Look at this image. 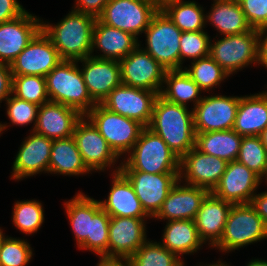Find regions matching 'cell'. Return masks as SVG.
<instances>
[{
  "label": "cell",
  "instance_id": "1",
  "mask_svg": "<svg viewBox=\"0 0 267 266\" xmlns=\"http://www.w3.org/2000/svg\"><path fill=\"white\" fill-rule=\"evenodd\" d=\"M64 205L78 247L108 258L110 215L100 202L80 192Z\"/></svg>",
  "mask_w": 267,
  "mask_h": 266
},
{
  "label": "cell",
  "instance_id": "2",
  "mask_svg": "<svg viewBox=\"0 0 267 266\" xmlns=\"http://www.w3.org/2000/svg\"><path fill=\"white\" fill-rule=\"evenodd\" d=\"M181 159L195 147L193 110L157 96L148 126Z\"/></svg>",
  "mask_w": 267,
  "mask_h": 266
},
{
  "label": "cell",
  "instance_id": "3",
  "mask_svg": "<svg viewBox=\"0 0 267 266\" xmlns=\"http://www.w3.org/2000/svg\"><path fill=\"white\" fill-rule=\"evenodd\" d=\"M94 16L72 10L56 25L42 21L41 29L49 37L63 60H80L92 53Z\"/></svg>",
  "mask_w": 267,
  "mask_h": 266
},
{
  "label": "cell",
  "instance_id": "4",
  "mask_svg": "<svg viewBox=\"0 0 267 266\" xmlns=\"http://www.w3.org/2000/svg\"><path fill=\"white\" fill-rule=\"evenodd\" d=\"M128 154L127 160L120 164V171L180 173V158L148 127L143 128Z\"/></svg>",
  "mask_w": 267,
  "mask_h": 266
},
{
  "label": "cell",
  "instance_id": "5",
  "mask_svg": "<svg viewBox=\"0 0 267 266\" xmlns=\"http://www.w3.org/2000/svg\"><path fill=\"white\" fill-rule=\"evenodd\" d=\"M76 60H62L46 76V90L51 102L77 109L86 115L97 103L91 98Z\"/></svg>",
  "mask_w": 267,
  "mask_h": 266
},
{
  "label": "cell",
  "instance_id": "6",
  "mask_svg": "<svg viewBox=\"0 0 267 266\" xmlns=\"http://www.w3.org/2000/svg\"><path fill=\"white\" fill-rule=\"evenodd\" d=\"M265 238L267 227L254 207L250 203L233 204L222 238L214 247L222 252H229Z\"/></svg>",
  "mask_w": 267,
  "mask_h": 266
},
{
  "label": "cell",
  "instance_id": "7",
  "mask_svg": "<svg viewBox=\"0 0 267 266\" xmlns=\"http://www.w3.org/2000/svg\"><path fill=\"white\" fill-rule=\"evenodd\" d=\"M85 117L98 129L118 157L133 148L144 128L138 121L114 113L101 103H97Z\"/></svg>",
  "mask_w": 267,
  "mask_h": 266
},
{
  "label": "cell",
  "instance_id": "8",
  "mask_svg": "<svg viewBox=\"0 0 267 266\" xmlns=\"http://www.w3.org/2000/svg\"><path fill=\"white\" fill-rule=\"evenodd\" d=\"M146 48L167 71L180 70V38L182 31L159 9L146 28Z\"/></svg>",
  "mask_w": 267,
  "mask_h": 266
},
{
  "label": "cell",
  "instance_id": "9",
  "mask_svg": "<svg viewBox=\"0 0 267 266\" xmlns=\"http://www.w3.org/2000/svg\"><path fill=\"white\" fill-rule=\"evenodd\" d=\"M159 9V0H110L98 19L138 39Z\"/></svg>",
  "mask_w": 267,
  "mask_h": 266
},
{
  "label": "cell",
  "instance_id": "10",
  "mask_svg": "<svg viewBox=\"0 0 267 266\" xmlns=\"http://www.w3.org/2000/svg\"><path fill=\"white\" fill-rule=\"evenodd\" d=\"M210 42L209 56L213 58L229 76L237 70L259 63V31L252 29L236 35Z\"/></svg>",
  "mask_w": 267,
  "mask_h": 266
},
{
  "label": "cell",
  "instance_id": "11",
  "mask_svg": "<svg viewBox=\"0 0 267 266\" xmlns=\"http://www.w3.org/2000/svg\"><path fill=\"white\" fill-rule=\"evenodd\" d=\"M140 46L139 44L119 61L121 82L129 87L151 90L160 94L167 70Z\"/></svg>",
  "mask_w": 267,
  "mask_h": 266
},
{
  "label": "cell",
  "instance_id": "12",
  "mask_svg": "<svg viewBox=\"0 0 267 266\" xmlns=\"http://www.w3.org/2000/svg\"><path fill=\"white\" fill-rule=\"evenodd\" d=\"M158 95L151 90L121 84L114 88L101 104L114 113L136 120L144 127H148Z\"/></svg>",
  "mask_w": 267,
  "mask_h": 266
},
{
  "label": "cell",
  "instance_id": "13",
  "mask_svg": "<svg viewBox=\"0 0 267 266\" xmlns=\"http://www.w3.org/2000/svg\"><path fill=\"white\" fill-rule=\"evenodd\" d=\"M239 96L213 95L204 96L192 108L196 133L214 132L233 129Z\"/></svg>",
  "mask_w": 267,
  "mask_h": 266
},
{
  "label": "cell",
  "instance_id": "14",
  "mask_svg": "<svg viewBox=\"0 0 267 266\" xmlns=\"http://www.w3.org/2000/svg\"><path fill=\"white\" fill-rule=\"evenodd\" d=\"M121 172L132 184L143 210L150 218L157 215L169 191L179 180V173Z\"/></svg>",
  "mask_w": 267,
  "mask_h": 266
},
{
  "label": "cell",
  "instance_id": "15",
  "mask_svg": "<svg viewBox=\"0 0 267 266\" xmlns=\"http://www.w3.org/2000/svg\"><path fill=\"white\" fill-rule=\"evenodd\" d=\"M63 59L42 29L10 64L12 75L46 76Z\"/></svg>",
  "mask_w": 267,
  "mask_h": 266
},
{
  "label": "cell",
  "instance_id": "16",
  "mask_svg": "<svg viewBox=\"0 0 267 266\" xmlns=\"http://www.w3.org/2000/svg\"><path fill=\"white\" fill-rule=\"evenodd\" d=\"M72 137L84 164L91 172L104 171L106 167L116 164L119 157L85 115L77 122Z\"/></svg>",
  "mask_w": 267,
  "mask_h": 266
},
{
  "label": "cell",
  "instance_id": "17",
  "mask_svg": "<svg viewBox=\"0 0 267 266\" xmlns=\"http://www.w3.org/2000/svg\"><path fill=\"white\" fill-rule=\"evenodd\" d=\"M263 180L237 160L227 163L226 170L211 193L232 204L251 203Z\"/></svg>",
  "mask_w": 267,
  "mask_h": 266
},
{
  "label": "cell",
  "instance_id": "18",
  "mask_svg": "<svg viewBox=\"0 0 267 266\" xmlns=\"http://www.w3.org/2000/svg\"><path fill=\"white\" fill-rule=\"evenodd\" d=\"M227 163L194 147L180 159L179 180L182 182L184 178V184L202 187L211 192L225 172Z\"/></svg>",
  "mask_w": 267,
  "mask_h": 266
},
{
  "label": "cell",
  "instance_id": "19",
  "mask_svg": "<svg viewBox=\"0 0 267 266\" xmlns=\"http://www.w3.org/2000/svg\"><path fill=\"white\" fill-rule=\"evenodd\" d=\"M42 20L27 12L0 23V63L11 64L41 30Z\"/></svg>",
  "mask_w": 267,
  "mask_h": 266
},
{
  "label": "cell",
  "instance_id": "20",
  "mask_svg": "<svg viewBox=\"0 0 267 266\" xmlns=\"http://www.w3.org/2000/svg\"><path fill=\"white\" fill-rule=\"evenodd\" d=\"M144 219L110 217L108 258L129 259L147 241Z\"/></svg>",
  "mask_w": 267,
  "mask_h": 266
},
{
  "label": "cell",
  "instance_id": "21",
  "mask_svg": "<svg viewBox=\"0 0 267 266\" xmlns=\"http://www.w3.org/2000/svg\"><path fill=\"white\" fill-rule=\"evenodd\" d=\"M77 62H83V68L80 69L83 80L96 103H101L114 88L122 84L118 60L88 56Z\"/></svg>",
  "mask_w": 267,
  "mask_h": 266
},
{
  "label": "cell",
  "instance_id": "22",
  "mask_svg": "<svg viewBox=\"0 0 267 266\" xmlns=\"http://www.w3.org/2000/svg\"><path fill=\"white\" fill-rule=\"evenodd\" d=\"M82 117L75 108L49 101L39 106L33 131L51 140L69 138Z\"/></svg>",
  "mask_w": 267,
  "mask_h": 266
},
{
  "label": "cell",
  "instance_id": "23",
  "mask_svg": "<svg viewBox=\"0 0 267 266\" xmlns=\"http://www.w3.org/2000/svg\"><path fill=\"white\" fill-rule=\"evenodd\" d=\"M53 140L32 131L23 141L13 162L11 178L21 180L48 172Z\"/></svg>",
  "mask_w": 267,
  "mask_h": 266
},
{
  "label": "cell",
  "instance_id": "24",
  "mask_svg": "<svg viewBox=\"0 0 267 266\" xmlns=\"http://www.w3.org/2000/svg\"><path fill=\"white\" fill-rule=\"evenodd\" d=\"M181 181L172 187L154 218L160 220H194L200 205L209 191L202 187L181 185Z\"/></svg>",
  "mask_w": 267,
  "mask_h": 266
},
{
  "label": "cell",
  "instance_id": "25",
  "mask_svg": "<svg viewBox=\"0 0 267 266\" xmlns=\"http://www.w3.org/2000/svg\"><path fill=\"white\" fill-rule=\"evenodd\" d=\"M113 170L112 187L107 200H100L101 208L110 217H149L143 210L140 200L128 178L120 171V165Z\"/></svg>",
  "mask_w": 267,
  "mask_h": 266
},
{
  "label": "cell",
  "instance_id": "26",
  "mask_svg": "<svg viewBox=\"0 0 267 266\" xmlns=\"http://www.w3.org/2000/svg\"><path fill=\"white\" fill-rule=\"evenodd\" d=\"M232 205L211 192L202 200L194 223L204 244L208 241L214 247L220 241Z\"/></svg>",
  "mask_w": 267,
  "mask_h": 266
},
{
  "label": "cell",
  "instance_id": "27",
  "mask_svg": "<svg viewBox=\"0 0 267 266\" xmlns=\"http://www.w3.org/2000/svg\"><path fill=\"white\" fill-rule=\"evenodd\" d=\"M139 45L132 34L102 23L98 18L93 28L92 57L120 61ZM103 54L92 55L95 48Z\"/></svg>",
  "mask_w": 267,
  "mask_h": 266
},
{
  "label": "cell",
  "instance_id": "28",
  "mask_svg": "<svg viewBox=\"0 0 267 266\" xmlns=\"http://www.w3.org/2000/svg\"><path fill=\"white\" fill-rule=\"evenodd\" d=\"M267 127V92L241 96L233 126L242 137L259 136Z\"/></svg>",
  "mask_w": 267,
  "mask_h": 266
},
{
  "label": "cell",
  "instance_id": "29",
  "mask_svg": "<svg viewBox=\"0 0 267 266\" xmlns=\"http://www.w3.org/2000/svg\"><path fill=\"white\" fill-rule=\"evenodd\" d=\"M162 237L160 244L177 256L195 253L204 243L194 220L168 221Z\"/></svg>",
  "mask_w": 267,
  "mask_h": 266
},
{
  "label": "cell",
  "instance_id": "30",
  "mask_svg": "<svg viewBox=\"0 0 267 266\" xmlns=\"http://www.w3.org/2000/svg\"><path fill=\"white\" fill-rule=\"evenodd\" d=\"M213 7L206 13V23L216 28L223 36L242 34L252 30L239 2L213 1Z\"/></svg>",
  "mask_w": 267,
  "mask_h": 266
},
{
  "label": "cell",
  "instance_id": "31",
  "mask_svg": "<svg viewBox=\"0 0 267 266\" xmlns=\"http://www.w3.org/2000/svg\"><path fill=\"white\" fill-rule=\"evenodd\" d=\"M242 136L233 129L196 133L195 148L204 154L213 155L231 162L237 160Z\"/></svg>",
  "mask_w": 267,
  "mask_h": 266
},
{
  "label": "cell",
  "instance_id": "32",
  "mask_svg": "<svg viewBox=\"0 0 267 266\" xmlns=\"http://www.w3.org/2000/svg\"><path fill=\"white\" fill-rule=\"evenodd\" d=\"M79 176L91 172L84 164L73 137L53 140L48 173Z\"/></svg>",
  "mask_w": 267,
  "mask_h": 266
},
{
  "label": "cell",
  "instance_id": "33",
  "mask_svg": "<svg viewBox=\"0 0 267 266\" xmlns=\"http://www.w3.org/2000/svg\"><path fill=\"white\" fill-rule=\"evenodd\" d=\"M195 1L161 0L160 9L182 31H203L206 18L203 7Z\"/></svg>",
  "mask_w": 267,
  "mask_h": 266
},
{
  "label": "cell",
  "instance_id": "34",
  "mask_svg": "<svg viewBox=\"0 0 267 266\" xmlns=\"http://www.w3.org/2000/svg\"><path fill=\"white\" fill-rule=\"evenodd\" d=\"M164 84L167 87L163 86L159 95L169 102L187 106L189 101H193L195 107L202 99V90L184 69L166 71Z\"/></svg>",
  "mask_w": 267,
  "mask_h": 266
},
{
  "label": "cell",
  "instance_id": "35",
  "mask_svg": "<svg viewBox=\"0 0 267 266\" xmlns=\"http://www.w3.org/2000/svg\"><path fill=\"white\" fill-rule=\"evenodd\" d=\"M191 79L204 91H209L214 86L220 85L221 81L229 74L210 56L191 62L189 69L184 67Z\"/></svg>",
  "mask_w": 267,
  "mask_h": 266
},
{
  "label": "cell",
  "instance_id": "36",
  "mask_svg": "<svg viewBox=\"0 0 267 266\" xmlns=\"http://www.w3.org/2000/svg\"><path fill=\"white\" fill-rule=\"evenodd\" d=\"M132 266H182L184 261L157 242L147 240L130 258Z\"/></svg>",
  "mask_w": 267,
  "mask_h": 266
},
{
  "label": "cell",
  "instance_id": "37",
  "mask_svg": "<svg viewBox=\"0 0 267 266\" xmlns=\"http://www.w3.org/2000/svg\"><path fill=\"white\" fill-rule=\"evenodd\" d=\"M12 94L39 106L50 101L44 76L12 75Z\"/></svg>",
  "mask_w": 267,
  "mask_h": 266
},
{
  "label": "cell",
  "instance_id": "38",
  "mask_svg": "<svg viewBox=\"0 0 267 266\" xmlns=\"http://www.w3.org/2000/svg\"><path fill=\"white\" fill-rule=\"evenodd\" d=\"M237 161L246 165L261 179L266 178L267 150L259 136L242 137Z\"/></svg>",
  "mask_w": 267,
  "mask_h": 266
},
{
  "label": "cell",
  "instance_id": "39",
  "mask_svg": "<svg viewBox=\"0 0 267 266\" xmlns=\"http://www.w3.org/2000/svg\"><path fill=\"white\" fill-rule=\"evenodd\" d=\"M12 219L19 231L34 234L44 222L42 203L33 199L17 201L13 207Z\"/></svg>",
  "mask_w": 267,
  "mask_h": 266
},
{
  "label": "cell",
  "instance_id": "40",
  "mask_svg": "<svg viewBox=\"0 0 267 266\" xmlns=\"http://www.w3.org/2000/svg\"><path fill=\"white\" fill-rule=\"evenodd\" d=\"M32 255V249L27 241L8 236L2 238L0 266H26Z\"/></svg>",
  "mask_w": 267,
  "mask_h": 266
},
{
  "label": "cell",
  "instance_id": "41",
  "mask_svg": "<svg viewBox=\"0 0 267 266\" xmlns=\"http://www.w3.org/2000/svg\"><path fill=\"white\" fill-rule=\"evenodd\" d=\"M210 36L203 31L182 32L180 38V70L185 58L197 60L209 56Z\"/></svg>",
  "mask_w": 267,
  "mask_h": 266
},
{
  "label": "cell",
  "instance_id": "42",
  "mask_svg": "<svg viewBox=\"0 0 267 266\" xmlns=\"http://www.w3.org/2000/svg\"><path fill=\"white\" fill-rule=\"evenodd\" d=\"M7 116L12 124L19 126L28 125L33 122L34 130L39 105L22 100L11 94L6 100Z\"/></svg>",
  "mask_w": 267,
  "mask_h": 266
},
{
  "label": "cell",
  "instance_id": "43",
  "mask_svg": "<svg viewBox=\"0 0 267 266\" xmlns=\"http://www.w3.org/2000/svg\"><path fill=\"white\" fill-rule=\"evenodd\" d=\"M239 3L252 29L267 27V0H239Z\"/></svg>",
  "mask_w": 267,
  "mask_h": 266
},
{
  "label": "cell",
  "instance_id": "44",
  "mask_svg": "<svg viewBox=\"0 0 267 266\" xmlns=\"http://www.w3.org/2000/svg\"><path fill=\"white\" fill-rule=\"evenodd\" d=\"M110 0H77L73 10L98 18Z\"/></svg>",
  "mask_w": 267,
  "mask_h": 266
},
{
  "label": "cell",
  "instance_id": "45",
  "mask_svg": "<svg viewBox=\"0 0 267 266\" xmlns=\"http://www.w3.org/2000/svg\"><path fill=\"white\" fill-rule=\"evenodd\" d=\"M25 11L17 0H0V23L21 16Z\"/></svg>",
  "mask_w": 267,
  "mask_h": 266
},
{
  "label": "cell",
  "instance_id": "46",
  "mask_svg": "<svg viewBox=\"0 0 267 266\" xmlns=\"http://www.w3.org/2000/svg\"><path fill=\"white\" fill-rule=\"evenodd\" d=\"M12 94V72L9 64L0 63V103Z\"/></svg>",
  "mask_w": 267,
  "mask_h": 266
},
{
  "label": "cell",
  "instance_id": "47",
  "mask_svg": "<svg viewBox=\"0 0 267 266\" xmlns=\"http://www.w3.org/2000/svg\"><path fill=\"white\" fill-rule=\"evenodd\" d=\"M267 227V191L254 194L250 203Z\"/></svg>",
  "mask_w": 267,
  "mask_h": 266
},
{
  "label": "cell",
  "instance_id": "48",
  "mask_svg": "<svg viewBox=\"0 0 267 266\" xmlns=\"http://www.w3.org/2000/svg\"><path fill=\"white\" fill-rule=\"evenodd\" d=\"M258 31H259V64L267 68V27H264Z\"/></svg>",
  "mask_w": 267,
  "mask_h": 266
},
{
  "label": "cell",
  "instance_id": "49",
  "mask_svg": "<svg viewBox=\"0 0 267 266\" xmlns=\"http://www.w3.org/2000/svg\"><path fill=\"white\" fill-rule=\"evenodd\" d=\"M97 266H132L130 259L127 258H107L100 257Z\"/></svg>",
  "mask_w": 267,
  "mask_h": 266
},
{
  "label": "cell",
  "instance_id": "50",
  "mask_svg": "<svg viewBox=\"0 0 267 266\" xmlns=\"http://www.w3.org/2000/svg\"><path fill=\"white\" fill-rule=\"evenodd\" d=\"M247 266H267V261L265 260H259V259H254L251 260Z\"/></svg>",
  "mask_w": 267,
  "mask_h": 266
},
{
  "label": "cell",
  "instance_id": "51",
  "mask_svg": "<svg viewBox=\"0 0 267 266\" xmlns=\"http://www.w3.org/2000/svg\"><path fill=\"white\" fill-rule=\"evenodd\" d=\"M259 137L267 150V127L260 133Z\"/></svg>",
  "mask_w": 267,
  "mask_h": 266
},
{
  "label": "cell",
  "instance_id": "52",
  "mask_svg": "<svg viewBox=\"0 0 267 266\" xmlns=\"http://www.w3.org/2000/svg\"><path fill=\"white\" fill-rule=\"evenodd\" d=\"M217 263H213V264H206L205 266H230V265H228V264H225L224 262L222 263L220 260H218V261H216ZM182 266H184V263H183V265ZM201 266V265H200ZM203 266V265H202Z\"/></svg>",
  "mask_w": 267,
  "mask_h": 266
},
{
  "label": "cell",
  "instance_id": "53",
  "mask_svg": "<svg viewBox=\"0 0 267 266\" xmlns=\"http://www.w3.org/2000/svg\"><path fill=\"white\" fill-rule=\"evenodd\" d=\"M7 124H1L0 123V134L2 133V131H4L7 128Z\"/></svg>",
  "mask_w": 267,
  "mask_h": 266
},
{
  "label": "cell",
  "instance_id": "54",
  "mask_svg": "<svg viewBox=\"0 0 267 266\" xmlns=\"http://www.w3.org/2000/svg\"><path fill=\"white\" fill-rule=\"evenodd\" d=\"M4 237V234H3V232H2V230H1V228H0V244H1V241H2V238Z\"/></svg>",
  "mask_w": 267,
  "mask_h": 266
},
{
  "label": "cell",
  "instance_id": "55",
  "mask_svg": "<svg viewBox=\"0 0 267 266\" xmlns=\"http://www.w3.org/2000/svg\"><path fill=\"white\" fill-rule=\"evenodd\" d=\"M217 1H234V2H239V0H217Z\"/></svg>",
  "mask_w": 267,
  "mask_h": 266
}]
</instances>
